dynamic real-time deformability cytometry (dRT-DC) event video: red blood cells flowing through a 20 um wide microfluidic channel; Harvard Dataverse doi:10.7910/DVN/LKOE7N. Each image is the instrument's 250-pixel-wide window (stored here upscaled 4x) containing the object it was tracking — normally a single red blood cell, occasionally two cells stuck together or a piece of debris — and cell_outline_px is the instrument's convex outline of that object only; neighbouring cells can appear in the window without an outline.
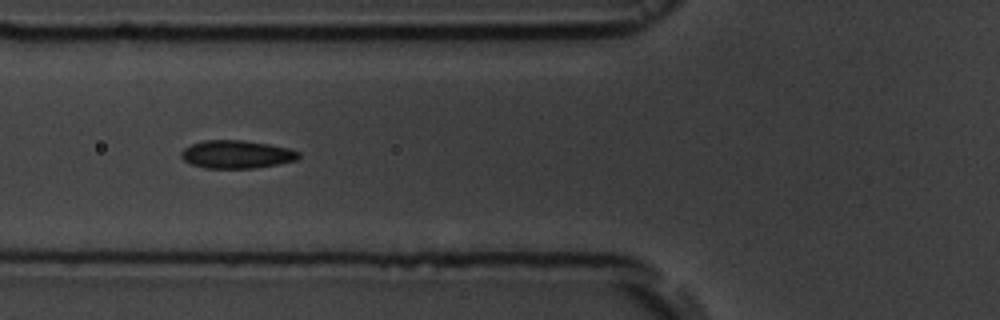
{"species": "common noctule bat (a hibernating species)", "species_latin": "Nyctalus noctula", "temperature_condition": "room temperature", "stored_images_in_passage": 10, "camera_frame_rate_fps": 3000, "um_per_image_px": 0.085, "animal": {"sex": "male", "body_mass_g": 19.5, "forearm_length_mm": 54.6}, "frame": {"image": 1, "passage_image": 7, "time_ms": 6.667, "image_size_px": [1000, 320], "cell_outline_px": [[300, 156], [296, 160], [256, 168], [204, 168], [192, 164], [184, 160], [180, 156], [180, 152], [184, 148], [192, 144], [204, 140], [240, 140], [268, 144], [288, 148], [300, 152]], "centroid_in_image_um": [20.09, 13.12], "position_along_channel_um": 105.7, "area_um2": 19.07}}
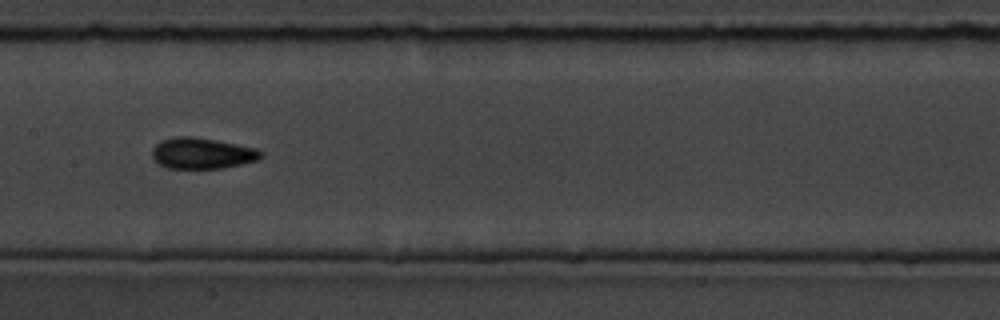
{"frame": {"image": 2, "passage_image": 9, "time_ms": 9.0, "image_size_px": [1000, 320], "cell_outline_px": [[264, 156], [260, 160], [224, 168], [168, 168], [160, 164], [152, 156], [152, 148], [160, 140], [176, 136], [192, 136], [216, 140], [256, 148], [264, 152]], "centroid_in_image_um": [17.22, 13.02], "position_along_channel_um": 190.2, "area_um2": 19.83}}
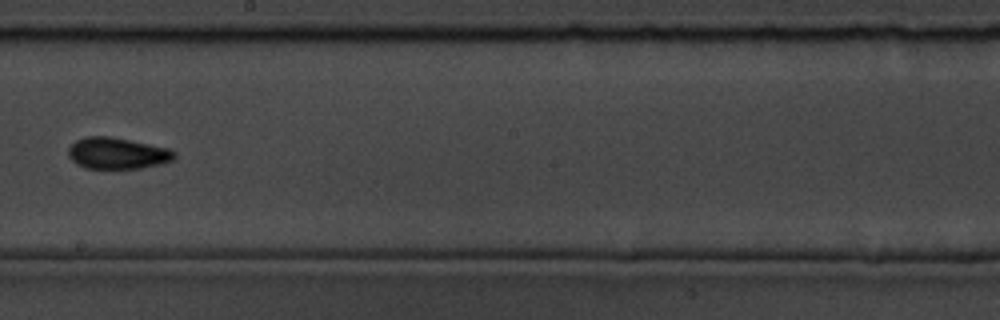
{"frame": {"image": 3, "passage_image": 10, "time_ms": 10.333, "image_size_px": [1000, 320], "cell_outline_px": [[176, 156], [172, 160], [160, 164], [140, 168], [84, 168], [76, 164], [68, 156], [68, 148], [76, 140], [84, 136], [108, 136], [168, 148], [176, 152]], "centroid_in_image_um": [9.94, 13.03], "position_along_channel_um": 238.3, "area_um2": 19.31}}